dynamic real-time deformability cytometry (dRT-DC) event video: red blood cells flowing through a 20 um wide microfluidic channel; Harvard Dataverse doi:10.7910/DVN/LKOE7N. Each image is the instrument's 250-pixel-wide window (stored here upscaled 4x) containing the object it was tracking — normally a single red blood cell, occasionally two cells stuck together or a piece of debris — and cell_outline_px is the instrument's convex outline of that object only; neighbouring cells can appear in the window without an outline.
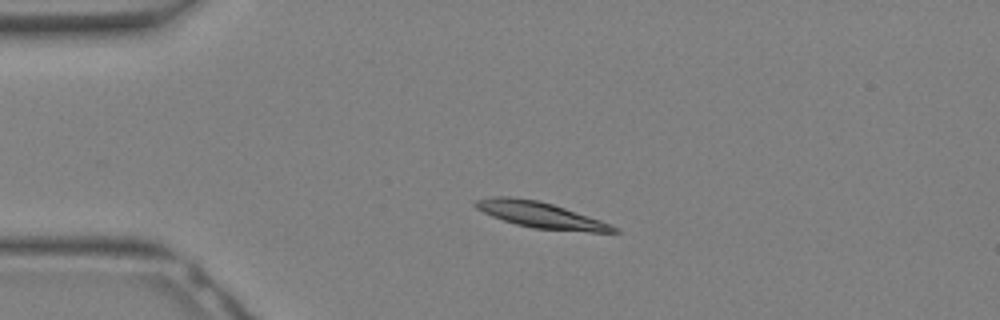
{"species": "Egyptian fruit bat (a non-hibernating species)", "species_latin": "Rousettus aegyptiacus", "temperature_condition": "warm", "stored_images_in_passage": 26, "camera_frame_rate_fps": 3000, "um_per_image_px": 0.085, "animal": {"sex": "female"}, "frame": {"image": 1, "passage_image": 1, "time_ms": 0.0, "image_size_px": [1000, 320], "cell_outline_px": [[620, 232], [588, 232], [532, 228], [516, 224], [492, 216], [476, 208], [472, 204], [476, 200], [492, 196], [512, 196], [540, 200], [612, 224]], "centroid_in_image_um": [45.92, 18.26], "position_along_channel_um": 39.1, "area_um2": 20.87}}
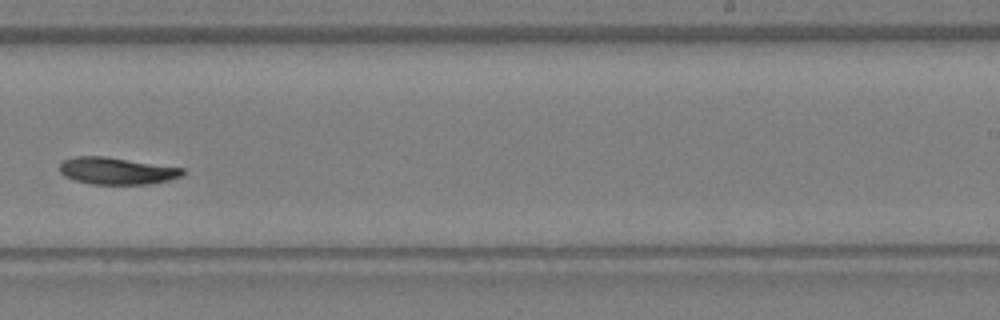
{"frame": {"image": 2, "passage_image": 14, "time_ms": 4.333, "image_size_px": [1000, 320], "cell_outline_px": [[184, 172], [180, 176], [168, 180], [148, 184], [92, 184], [76, 180], [64, 176], [60, 172], [60, 164], [64, 160], [72, 156], [104, 156], [184, 168]], "centroid_in_image_um": [9.89, 14.52], "position_along_channel_um": 279.1, "area_um2": 19.19}}
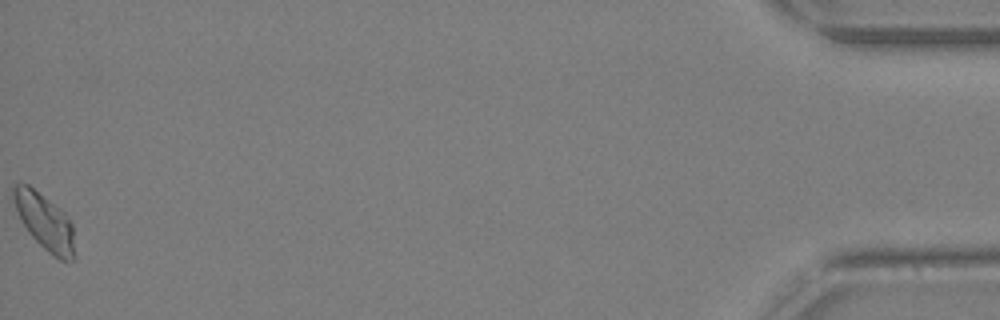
{"frame": {"image": 3, "passage_image": 26, "time_ms": 8.333, "image_size_px": [1000, 320], "cell_outline_px": [[76, 256], [72, 260], [60, 260], [52, 256], [28, 232], [16, 212], [12, 196], [12, 188], [16, 184], [28, 184], [60, 208], [68, 216], [72, 224]], "centroid_in_image_um": [3.81, 18.86], "position_along_channel_um": 431.4, "area_um2": 20.17}}